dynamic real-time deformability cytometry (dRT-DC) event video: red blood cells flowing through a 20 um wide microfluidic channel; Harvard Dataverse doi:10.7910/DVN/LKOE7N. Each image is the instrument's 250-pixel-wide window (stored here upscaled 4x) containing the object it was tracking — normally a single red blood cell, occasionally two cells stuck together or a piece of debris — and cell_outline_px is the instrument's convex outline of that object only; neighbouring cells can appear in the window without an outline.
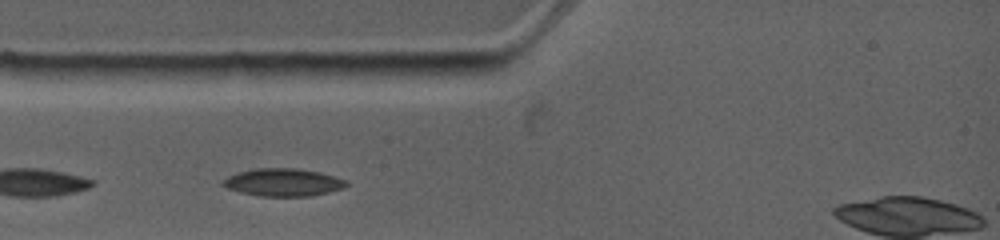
{"species": "common noctule bat (a hibernating species)", "species_latin": "Nyctalus noctula", "temperature_condition": "warm", "stored_images_in_passage": 4, "camera_frame_rate_fps": 4500, "um_per_image_px": 0.085, "animal": {"sex": "female", "body_mass_g": 19.0, "forearm_length_mm": 53.3}, "frame": {"image": 1, "passage_image": 2, "time_ms": 1.111, "image_size_px": [1000, 240], "cell_outline_px": [[348, 184], [344, 188], [312, 196], [260, 196], [240, 192], [228, 188], [220, 184], [220, 180], [236, 172], [256, 168], [300, 168], [320, 172], [348, 180]], "centroid_in_image_um": [24.06, 15.49], "position_along_channel_um": 60.9, "area_um2": 20.17}}